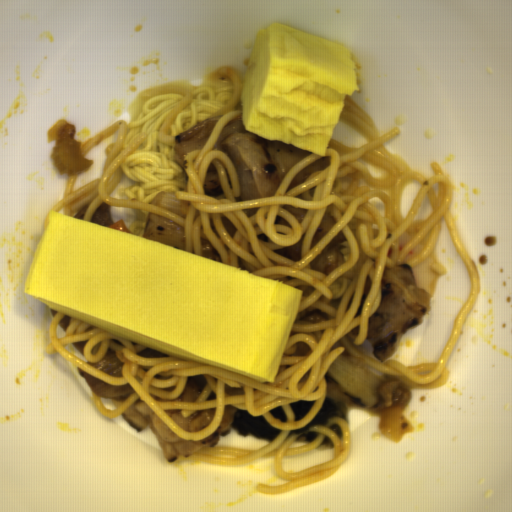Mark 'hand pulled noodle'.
Wrapping results in <instances>:
<instances>
[{
	"label": "hand pulled noodle",
	"instance_id": "1",
	"mask_svg": "<svg viewBox=\"0 0 512 512\" xmlns=\"http://www.w3.org/2000/svg\"><path fill=\"white\" fill-rule=\"evenodd\" d=\"M182 94L160 93L143 104L141 111L128 123L121 152L141 133L143 143L128 154L120 168L132 185L123 193L126 199L151 203L164 190L174 194L183 188L187 177L173 155V145L160 141L165 118L183 99Z\"/></svg>",
	"mask_w": 512,
	"mask_h": 512
},
{
	"label": "hand pulled noodle",
	"instance_id": "2",
	"mask_svg": "<svg viewBox=\"0 0 512 512\" xmlns=\"http://www.w3.org/2000/svg\"><path fill=\"white\" fill-rule=\"evenodd\" d=\"M234 86L230 81L215 79L202 85H193L190 102L176 115L169 131L172 136L182 134L213 115L229 102Z\"/></svg>",
	"mask_w": 512,
	"mask_h": 512
}]
</instances>
